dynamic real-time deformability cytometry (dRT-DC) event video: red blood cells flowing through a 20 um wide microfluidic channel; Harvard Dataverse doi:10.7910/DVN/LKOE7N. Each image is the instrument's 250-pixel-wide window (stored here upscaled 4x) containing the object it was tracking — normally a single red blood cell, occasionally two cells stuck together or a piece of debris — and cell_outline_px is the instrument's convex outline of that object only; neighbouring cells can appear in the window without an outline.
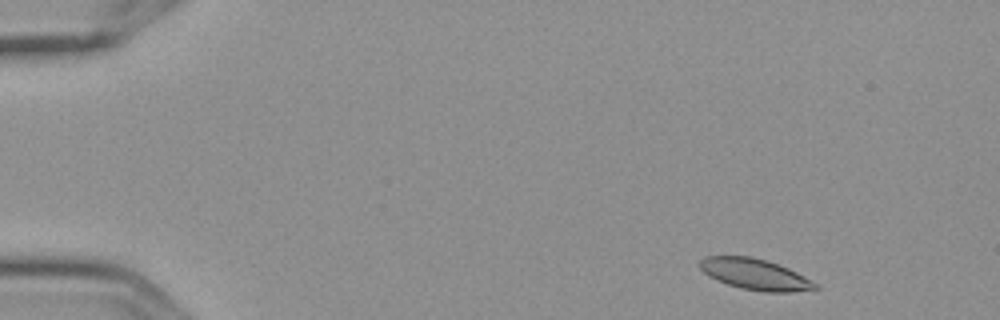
{"species": "Egyptian fruit bat (a non-hibernating species)", "species_latin": "Rousettus aegyptiacus", "temperature_condition": "cold", "stored_images_in_passage": 4, "camera_frame_rate_fps": 3000, "um_per_image_px": 0.085, "frame": {"image": 1, "passage_image": 1, "time_ms": 0.0, "image_size_px": [1000, 320], "cell_outline_px": [[820, 288], [792, 292], [764, 292], [740, 288], [716, 280], [708, 276], [696, 264], [704, 256], [752, 256], [788, 268], [804, 276], [816, 284]], "centroid_in_image_um": [64.12, 23.31], "position_along_channel_um": 20.9, "area_um2": 20.81}}
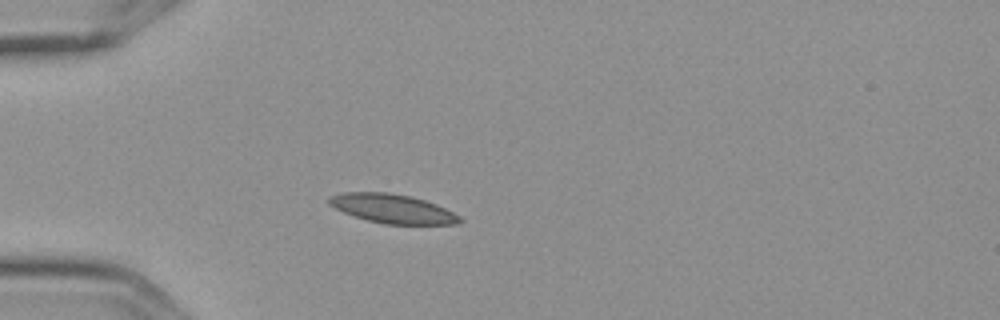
{"frame": {"image": 2, "passage_image": 4, "time_ms": 1.0, "image_size_px": [1000, 320], "cell_outline_px": [[464, 220], [460, 224], [384, 224], [368, 220], [344, 212], [328, 204], [328, 196], [344, 192], [388, 192], [408, 196], [424, 200], [436, 204], [460, 216]], "centroid_in_image_um": [33.37, 17.73], "position_along_channel_um": 51.6, "area_um2": 21.96}}